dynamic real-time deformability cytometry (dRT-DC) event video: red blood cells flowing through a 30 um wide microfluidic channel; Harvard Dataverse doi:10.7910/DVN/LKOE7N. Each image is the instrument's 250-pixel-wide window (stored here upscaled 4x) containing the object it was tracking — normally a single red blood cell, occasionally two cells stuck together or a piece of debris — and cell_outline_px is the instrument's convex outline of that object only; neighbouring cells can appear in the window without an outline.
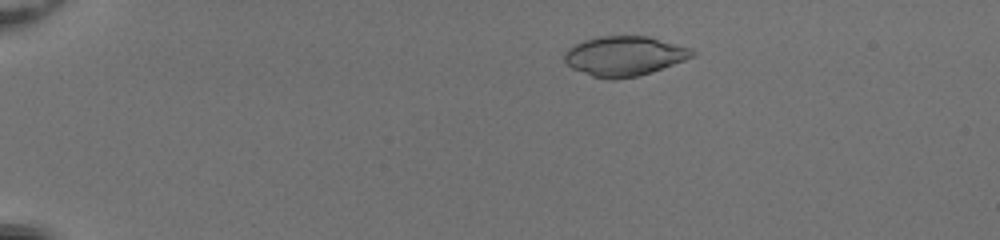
{"species": "common noctule bat (a hibernating species)", "species_latin": "Nyctalus noctula", "temperature_condition": "room temperature", "stored_images_in_passage": 50, "camera_frame_rate_fps": 3000, "um_per_image_px": 0.085, "animal": {"sex": "female", "body_mass_g": 20.0, "forearm_length_mm": 54.0}, "frame": {"image": 1, "passage_image": 8, "time_ms": 2.333, "image_size_px": [1000, 240], "cell_outline_px": [[696, 56], [652, 72], [636, 76], [616, 80], [608, 80], [592, 76], [572, 68], [564, 60], [564, 52], [568, 48], [584, 40], [600, 36], [648, 36], [692, 48], [696, 52]], "centroid_in_image_um": [53.09, 4.77], "position_along_channel_um": 31.9, "area_um2": 29.71}}
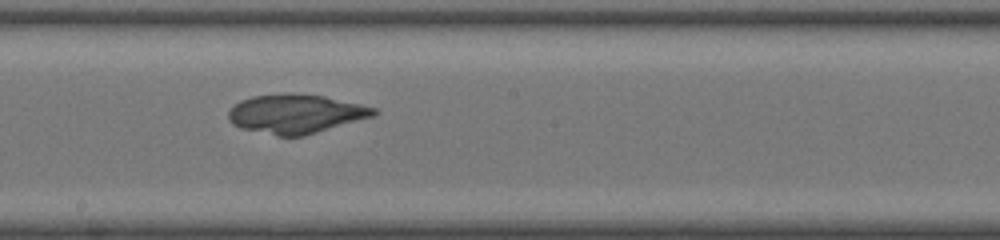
{"frame": {"image": 2, "passage_image": 29, "time_ms": 9.333, "image_size_px": [1000, 240], "cell_outline_px": [[380, 112], [376, 116], [304, 136], [276, 136], [240, 128], [232, 124], [228, 120], [228, 112], [240, 100], [252, 96], [288, 92], [324, 96], [360, 104], [376, 108]], "centroid_in_image_um": [25.16, 9.67], "position_along_channel_um": 223.0, "area_um2": 33.47}}
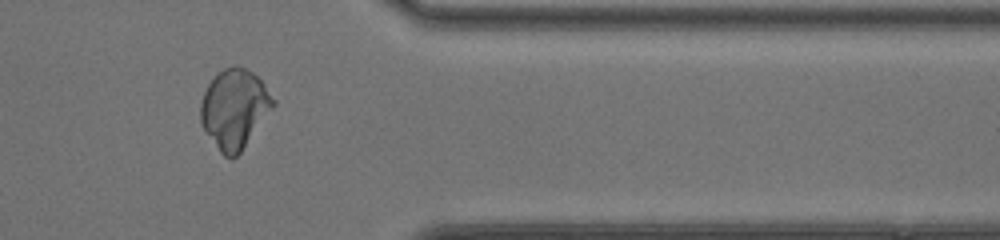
{"frame": {"image": 3, "passage_image": 42, "time_ms": 13.667, "image_size_px": [1000, 240], "cell_outline_px": [[276, 104], [240, 152], [236, 156], [224, 156], [220, 152], [204, 128], [200, 120], [200, 104], [204, 92], [208, 84], [224, 68], [244, 68], [252, 72], [264, 84], [276, 100]], "centroid_in_image_um": [19.94, 9.25], "position_along_channel_um": 391.5, "area_um2": 32.71}}